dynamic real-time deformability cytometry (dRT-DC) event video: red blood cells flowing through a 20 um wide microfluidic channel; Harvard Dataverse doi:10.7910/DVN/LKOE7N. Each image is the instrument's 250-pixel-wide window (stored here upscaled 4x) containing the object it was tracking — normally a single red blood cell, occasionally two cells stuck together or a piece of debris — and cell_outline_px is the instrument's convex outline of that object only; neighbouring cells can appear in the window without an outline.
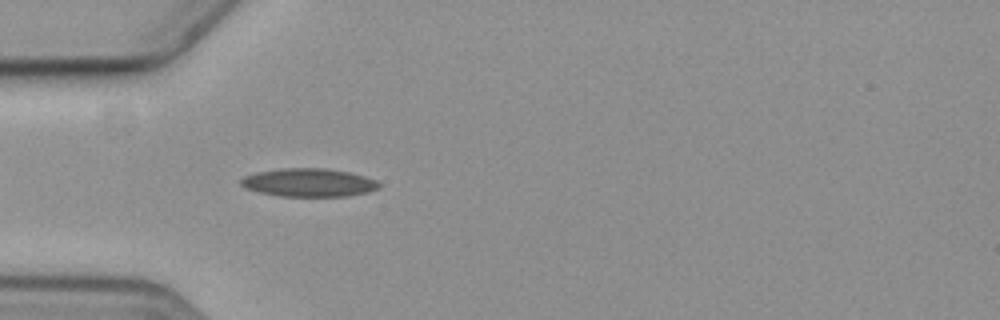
{"species": "common noctule bat (a hibernating species)", "species_latin": "Nyctalus noctula", "temperature_condition": "cold", "stored_images_in_passage": 5, "camera_frame_rate_fps": 3000, "um_per_image_px": 0.085, "animal": {"sex": "female", "body_mass_g": 19.3, "forearm_length_mm": 54.1}, "frame": {"image": 1, "passage_image": 5, "time_ms": 5.667, "image_size_px": [1000, 320], "cell_outline_px": [[380, 188], [368, 192], [348, 196], [280, 196], [260, 192], [248, 188], [240, 184], [240, 180], [244, 176], [260, 172], [284, 168], [324, 168], [348, 172], [364, 176], [376, 180], [380, 184]], "centroid_in_image_um": [26.29, 15.52], "position_along_channel_um": 58.7, "area_um2": 22.48}}